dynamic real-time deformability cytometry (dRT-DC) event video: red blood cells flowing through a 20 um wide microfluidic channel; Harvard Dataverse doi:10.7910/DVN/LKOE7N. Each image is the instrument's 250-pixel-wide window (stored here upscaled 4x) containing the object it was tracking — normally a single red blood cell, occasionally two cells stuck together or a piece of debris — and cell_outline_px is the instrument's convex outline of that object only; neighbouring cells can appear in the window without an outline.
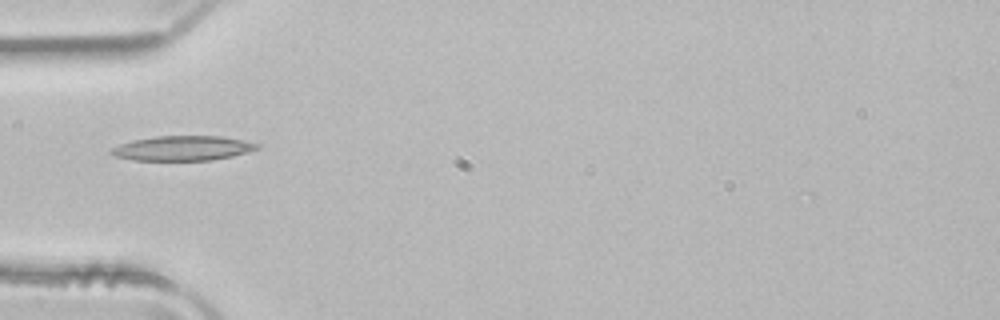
{"species": "common noctule bat (a hibernating species)", "species_latin": "Nyctalus noctula", "temperature_condition": "room temperature", "stored_images_in_passage": 36, "camera_frame_rate_fps": 3000, "um_per_image_px": 0.085, "animal": {"sex": "male", "body_mass_g": 21.5, "forearm_length_mm": 52.0}, "frame": {"image": 1, "passage_image": 1, "time_ms": 0.0, "image_size_px": [1000, 320], "cell_outline_px": [[260, 148], [232, 156], [212, 160], [132, 160], [116, 156], [108, 152], [112, 148], [120, 144], [132, 140], [156, 136], [220, 136], [260, 144]], "centroid_in_image_um": [15.5, 12.6], "position_along_channel_um": 69.5, "area_um2": 20.87}}
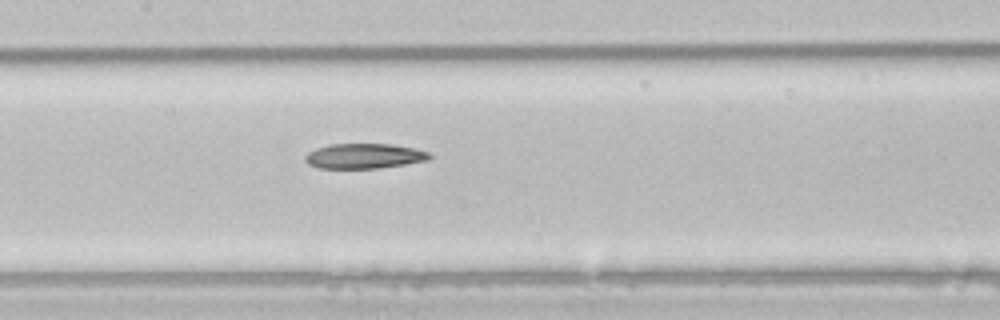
{"frame": {"image": 2, "passage_image": 9, "time_ms": 2.667, "image_size_px": [1000, 320], "cell_outline_px": [[432, 156], [428, 160], [404, 164], [376, 168], [320, 168], [308, 164], [304, 160], [304, 156], [308, 152], [316, 148], [328, 144], [392, 144], [416, 148], [428, 152]], "centroid_in_image_um": [30.93, 13.25], "position_along_channel_um": 176.5, "area_um2": 18.15}}
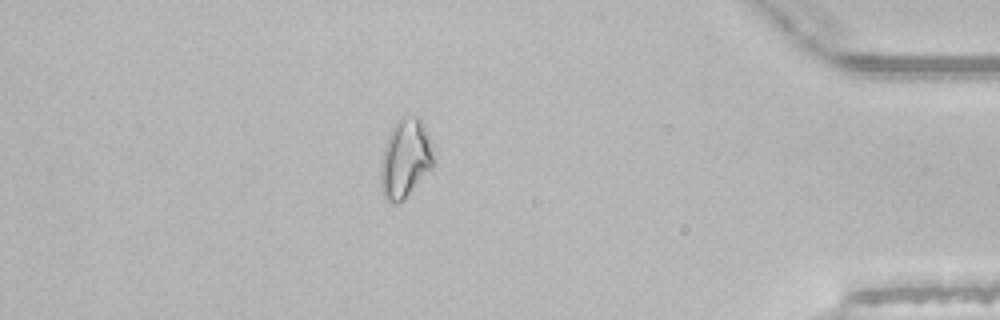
{"frame": {"image": 3, "passage_image": 29, "time_ms": 9.333, "image_size_px": [1000, 320], "cell_outline_px": [[432, 168], [404, 200], [396, 204], [392, 204], [384, 196], [380, 188], [380, 164], [384, 148], [388, 136], [396, 120], [400, 116], [420, 116], [424, 124], [432, 144]], "centroid_in_image_um": [34.43, 13.47], "position_along_channel_um": 400.8, "area_um2": 24.51}}